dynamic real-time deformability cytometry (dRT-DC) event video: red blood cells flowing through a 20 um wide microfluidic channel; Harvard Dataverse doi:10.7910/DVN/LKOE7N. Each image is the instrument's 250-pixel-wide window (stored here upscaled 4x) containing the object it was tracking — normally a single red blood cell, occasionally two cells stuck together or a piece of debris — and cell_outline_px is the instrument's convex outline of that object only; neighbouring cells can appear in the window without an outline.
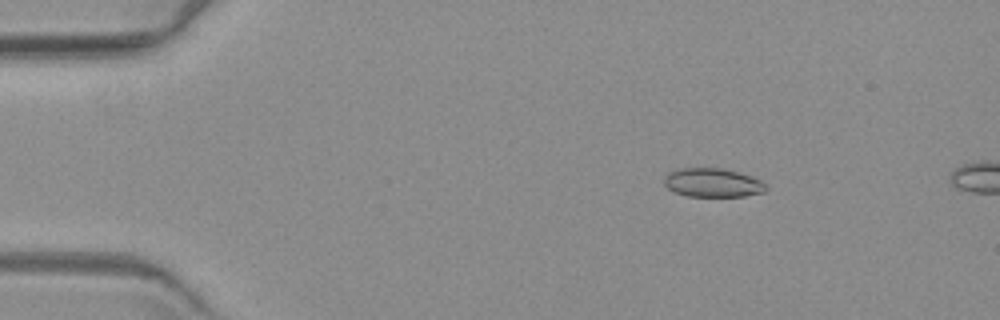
{"species": "common noctule bat (a hibernating species)", "species_latin": "Nyctalus noctula", "temperature_condition": "warm", "stored_images_in_passage": 3, "camera_frame_rate_fps": 3000, "um_per_image_px": 0.085, "animal": {"sex": "female", "body_mass_g": 19.3, "forearm_length_mm": 54.1}, "frame": {"image": 1, "passage_image": 2, "time_ms": 1.333, "image_size_px": [1000, 320], "cell_outline_px": [[768, 188], [764, 192], [744, 196], [688, 196], [676, 192], [668, 188], [664, 184], [664, 176], [668, 172], [680, 168], [720, 168], [752, 176], [760, 180]], "centroid_in_image_um": [60.56, 15.53], "position_along_channel_um": 24.4, "area_um2": 16.99}}